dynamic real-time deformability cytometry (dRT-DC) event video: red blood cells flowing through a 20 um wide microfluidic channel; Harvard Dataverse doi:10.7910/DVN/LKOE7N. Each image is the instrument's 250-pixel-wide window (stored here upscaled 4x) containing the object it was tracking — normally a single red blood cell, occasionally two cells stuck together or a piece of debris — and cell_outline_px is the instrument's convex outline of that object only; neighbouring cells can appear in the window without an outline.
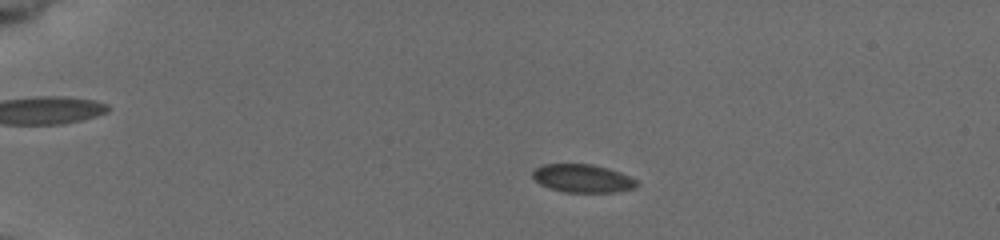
{"species": "common noctule bat (a hibernating species)", "species_latin": "Nyctalus noctula", "temperature_condition": "cold", "stored_images_in_passage": 70, "camera_frame_rate_fps": 3000, "um_per_image_px": 0.085, "animal": {"sex": "female", "body_mass_g": 19.5, "forearm_length_mm": 54.1}, "frame": {"image": 1, "passage_image": 26, "time_ms": 4.333, "image_size_px": [1000, 240], "cell_outline_px": [[640, 184], [636, 188], [616, 192], [564, 192], [548, 188], [540, 184], [532, 176], [532, 172], [536, 168], [544, 164], [592, 164], [608, 168], [620, 172], [636, 180]], "centroid_in_image_um": [49.54, 15.17], "position_along_channel_um": 35.5, "area_um2": 17.17}}
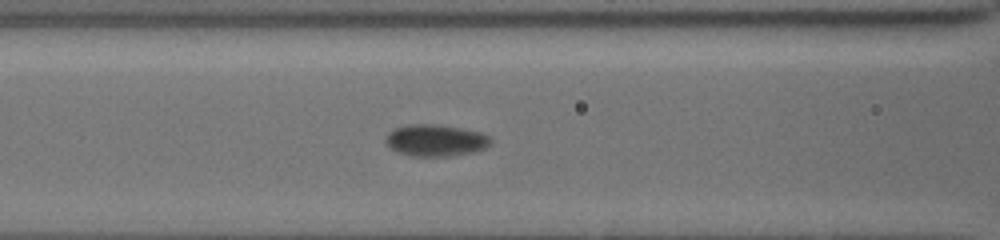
{"frame": {"image": 2, "passage_image": 57, "time_ms": 8.667, "image_size_px": [1000, 240], "cell_outline_px": [[492, 140], [484, 148], [472, 152], [452, 156], [408, 156], [396, 152], [384, 140], [388, 132], [396, 128], [412, 124], [432, 124], [460, 128], [480, 132], [488, 136]], "centroid_in_image_um": [36.99, 11.94], "position_along_channel_um": 129.6, "area_um2": 19.25}}
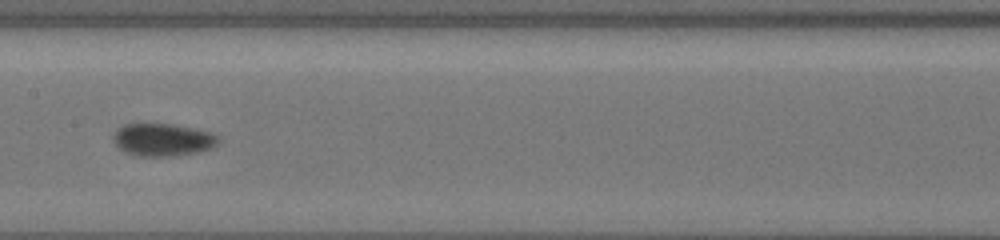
{"frame": {"image": 3, "passage_image": 69, "time_ms": 10.333, "image_size_px": [1000, 240], "cell_outline_px": [[220, 140], [212, 148], [196, 152], [176, 156], [136, 156], [120, 148], [112, 140], [112, 136], [116, 128], [124, 124], [172, 124], [212, 132], [220, 136]], "centroid_in_image_um": [13.84, 11.87], "position_along_channel_um": 193.6, "area_um2": 20.06}}